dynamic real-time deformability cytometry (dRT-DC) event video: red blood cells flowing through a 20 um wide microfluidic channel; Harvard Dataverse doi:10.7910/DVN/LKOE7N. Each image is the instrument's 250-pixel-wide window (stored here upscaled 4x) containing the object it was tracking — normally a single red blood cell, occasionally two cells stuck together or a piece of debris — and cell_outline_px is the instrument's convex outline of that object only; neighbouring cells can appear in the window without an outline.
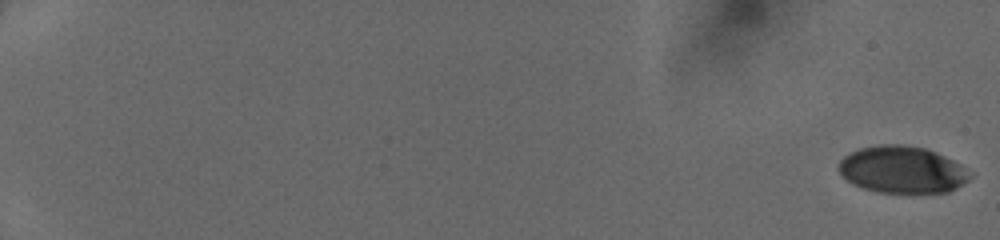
{"species": "human", "species_latin": "Homo sapiens", "temperature_condition": "cold", "stored_images_in_passage": 50, "camera_frame_rate_fps": 3000, "um_per_image_px": 0.085, "donor": {"sex": "female"}, "frame": {"image": 1, "passage_image": 1, "time_ms": 0.0, "image_size_px": [1000, 240], "cell_outline_px": [[976, 172], [968, 180], [956, 188], [948, 192], [880, 192], [864, 188], [852, 184], [840, 172], [840, 160], [848, 152], [860, 148], [880, 144], [900, 144], [924, 148], [936, 152]], "centroid_in_image_um": [76.73, 14.41], "position_along_channel_um": 8.3, "area_um2": 35.89}}
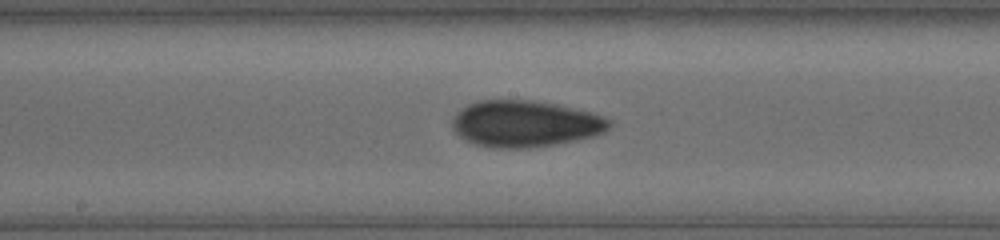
{"frame": {"image": 2, "passage_image": 30, "time_ms": 10.0, "image_size_px": [1000, 240], "cell_outline_px": [[612, 124], [604, 132], [592, 136], [576, 140], [556, 144], [528, 148], [488, 148], [476, 144], [460, 136], [452, 128], [452, 116], [460, 108], [468, 104], [480, 100], [532, 100], [556, 104], [592, 112], [604, 116], [612, 120]], "centroid_in_image_um": [44.63, 10.51], "position_along_channel_um": 203.6, "area_um2": 42.77}}
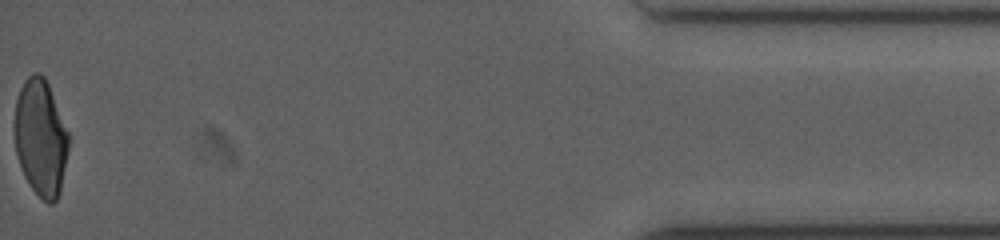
{"frame": {"image": 3, "passage_image": 50, "time_ms": 17.0, "image_size_px": [1000, 240], "cell_outline_px": [[68, 152], [60, 192], [56, 200], [52, 204], [48, 204], [32, 188], [24, 176], [16, 152], [12, 124], [16, 100], [20, 88], [24, 80], [32, 72], [40, 72], [44, 76], [48, 84], [68, 132]], "centroid_in_image_um": [3.43, 11.68], "position_along_channel_um": 431.8, "area_um2": 36.99}}